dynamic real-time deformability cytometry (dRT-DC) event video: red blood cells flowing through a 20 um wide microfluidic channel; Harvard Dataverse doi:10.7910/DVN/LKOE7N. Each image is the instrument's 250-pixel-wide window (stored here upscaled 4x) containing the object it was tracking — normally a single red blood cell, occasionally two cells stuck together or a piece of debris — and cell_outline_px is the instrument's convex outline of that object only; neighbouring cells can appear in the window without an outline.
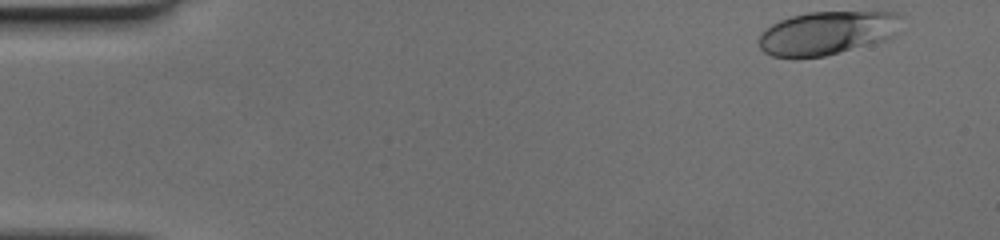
{"species": "human", "species_latin": "Homo sapiens", "temperature_condition": "cold", "stored_images_in_passage": 43, "camera_frame_rate_fps": 3000, "um_per_image_px": 0.085, "donor": {"sex": "female"}, "frame": {"image": 1, "passage_image": 1, "time_ms": 0.0, "image_size_px": [1000, 240], "cell_outline_px": [[900, 16], [888, 36], [880, 40], [824, 56], [772, 56], [764, 52], [760, 48], [760, 32], [772, 24], [780, 20], [792, 16], [808, 12], [896, 12]], "centroid_in_image_um": [70.16, 2.78], "position_along_channel_um": 14.8, "area_um2": 34.56}}
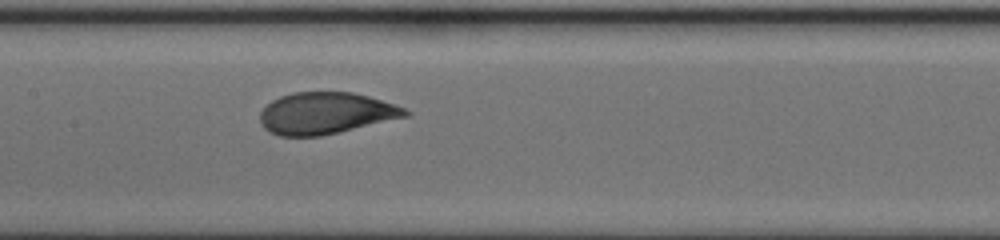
{"frame": {"image": 2, "passage_image": 23, "time_ms": 7.333, "image_size_px": [1000, 240], "cell_outline_px": [[412, 112], [408, 116], [320, 136], [280, 136], [268, 132], [260, 124], [260, 112], [272, 100], [280, 96], [292, 92], [352, 92], [368, 96], [396, 104]], "centroid_in_image_um": [27.67, 9.62], "position_along_channel_um": 179.7, "area_um2": 35.26}}
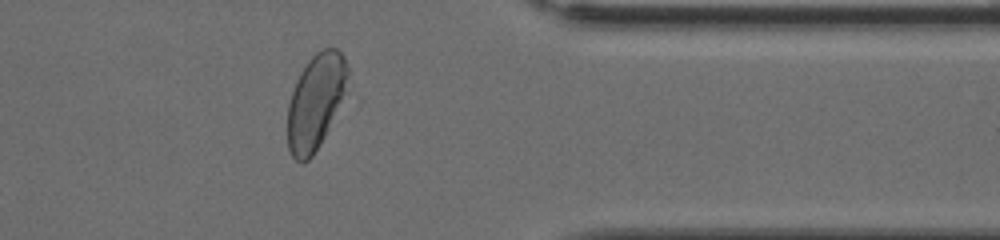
{"frame": {"image": 3, "passage_image": 39, "time_ms": 12.667, "image_size_px": [1000, 240], "cell_outline_px": [[348, 76], [344, 96], [324, 136], [312, 156], [308, 160], [300, 164], [292, 156], [288, 148], [288, 104], [296, 80], [300, 72], [308, 60], [316, 52], [324, 48], [336, 48], [344, 56], [348, 68]], "centroid_in_image_um": [26.82, 8.63], "position_along_channel_um": 384.6, "area_um2": 33.06}}